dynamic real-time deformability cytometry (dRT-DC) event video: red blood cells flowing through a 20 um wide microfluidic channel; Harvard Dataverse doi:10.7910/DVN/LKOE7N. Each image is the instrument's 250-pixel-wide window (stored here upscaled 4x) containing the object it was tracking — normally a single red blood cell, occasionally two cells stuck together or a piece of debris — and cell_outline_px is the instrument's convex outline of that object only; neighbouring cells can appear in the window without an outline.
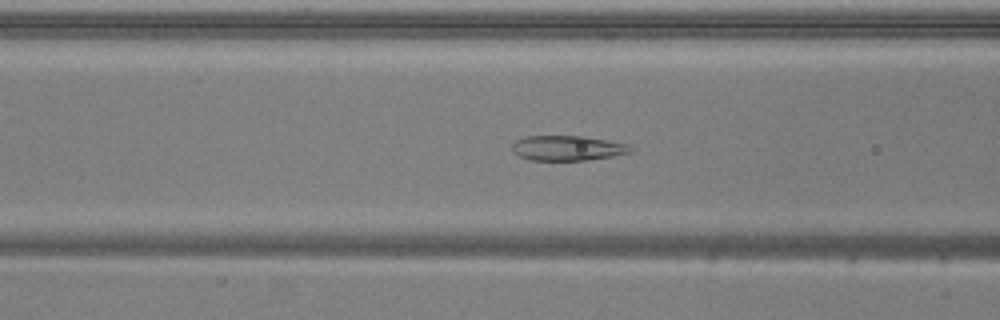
{"species": "common noctule bat (a hibernating species)", "species_latin": "Nyctalus noctula", "temperature_condition": "warm", "stored_images_in_passage": 36, "camera_frame_rate_fps": 3000, "um_per_image_px": 0.085, "animal": {"sex": "male", "body_mass_g": 20.5, "forearm_length_mm": 52.5}, "frame": {"image": 1, "passage_image": 18, "time_ms": 5.667, "image_size_px": [1000, 320], "cell_outline_px": [[632, 152], [612, 156], [588, 160], [532, 160], [520, 156], [512, 152], [512, 144], [516, 140], [528, 136], [584, 136], [624, 144], [632, 148]], "centroid_in_image_um": [48.19, 12.59], "position_along_channel_um": 118.4, "area_um2": 16.99}}
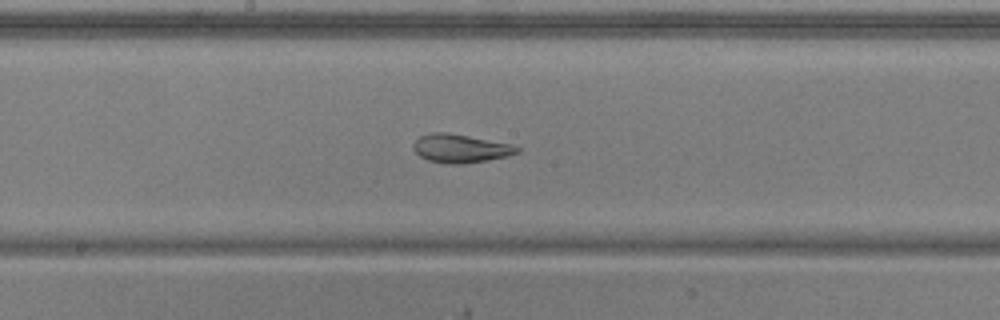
{"frame": {"image": 2, "passage_image": 25, "time_ms": 8.0, "image_size_px": [1000, 320], "cell_outline_px": [[520, 152], [508, 156], [488, 160], [464, 164], [448, 164], [428, 160], [420, 156], [412, 148], [412, 144], [420, 136], [432, 132], [448, 132], [512, 144], [520, 148]], "centroid_in_image_um": [39.14, 12.62], "position_along_channel_um": 209.1, "area_um2": 17.34}}
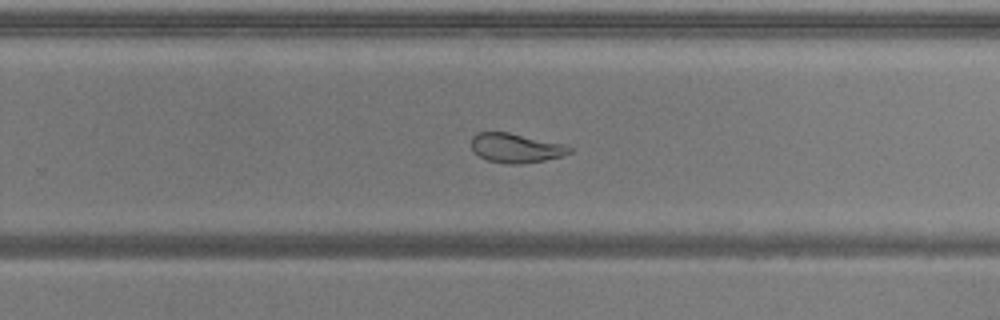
{"frame": {"image": 3, "passage_image": 31, "time_ms": 10.0, "image_size_px": [1000, 320], "cell_outline_px": [[572, 152], [560, 156], [544, 160], [520, 164], [508, 164], [488, 160], [480, 156], [472, 148], [472, 136], [476, 132], [508, 132], [564, 144], [572, 148]], "centroid_in_image_um": [43.84, 12.57], "position_along_channel_um": 286.0, "area_um2": 16.59}}